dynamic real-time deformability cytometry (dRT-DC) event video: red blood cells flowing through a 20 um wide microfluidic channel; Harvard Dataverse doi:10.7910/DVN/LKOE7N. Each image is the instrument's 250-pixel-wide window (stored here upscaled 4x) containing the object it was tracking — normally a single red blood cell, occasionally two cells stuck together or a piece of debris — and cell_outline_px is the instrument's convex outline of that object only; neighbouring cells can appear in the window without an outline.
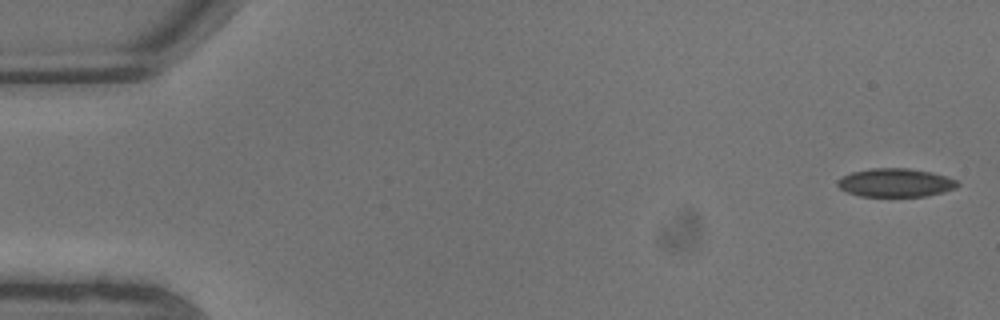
{"species": "common noctule bat (a hibernating species)", "species_latin": "Nyctalus noctula", "temperature_condition": "warm", "stored_images_in_passage": 11, "camera_frame_rate_fps": 3000, "um_per_image_px": 0.085, "animal": {"sex": "male", "body_mass_g": 13.3}, "frame": {"image": 1, "passage_image": 1, "time_ms": 0.0, "image_size_px": [1000, 320], "cell_outline_px": [[960, 184], [956, 188], [944, 192], [928, 196], [860, 196], [848, 192], [840, 188], [836, 184], [836, 180], [852, 172], [868, 168], [908, 168], [932, 172], [956, 180]], "centroid_in_image_um": [76.12, 15.52], "position_along_channel_um": 8.9, "area_um2": 19.94}}
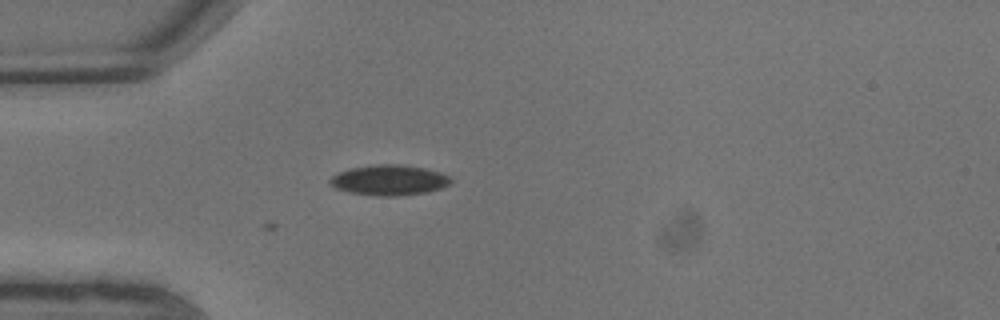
{"frame": {"image": 2, "passage_image": 6, "time_ms": 1.667, "image_size_px": [1000, 320], "cell_outline_px": [[452, 184], [428, 192], [396, 196], [372, 196], [348, 192], [336, 188], [328, 184], [328, 180], [332, 176], [340, 172], [352, 168], [376, 164], [400, 164], [424, 168], [440, 172], [452, 176]], "centroid_in_image_um": [33.1, 15.32], "position_along_channel_um": 51.9, "area_um2": 21.62}}
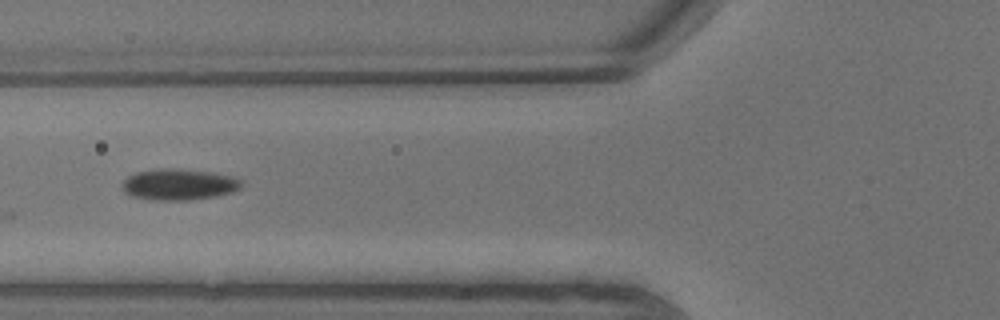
{"frame": {"image": 3, "passage_image": 8, "time_ms": 2.333, "image_size_px": [1000, 320], "cell_outline_px": [[244, 180], [240, 188], [232, 192], [216, 196], [188, 200], [156, 200], [132, 196], [124, 192], [124, 180], [128, 176], [136, 172], [160, 168], [176, 168], [212, 172], [232, 176]], "centroid_in_image_um": [15.25, 15.67], "position_along_channel_um": 110.6, "area_um2": 21.68}}